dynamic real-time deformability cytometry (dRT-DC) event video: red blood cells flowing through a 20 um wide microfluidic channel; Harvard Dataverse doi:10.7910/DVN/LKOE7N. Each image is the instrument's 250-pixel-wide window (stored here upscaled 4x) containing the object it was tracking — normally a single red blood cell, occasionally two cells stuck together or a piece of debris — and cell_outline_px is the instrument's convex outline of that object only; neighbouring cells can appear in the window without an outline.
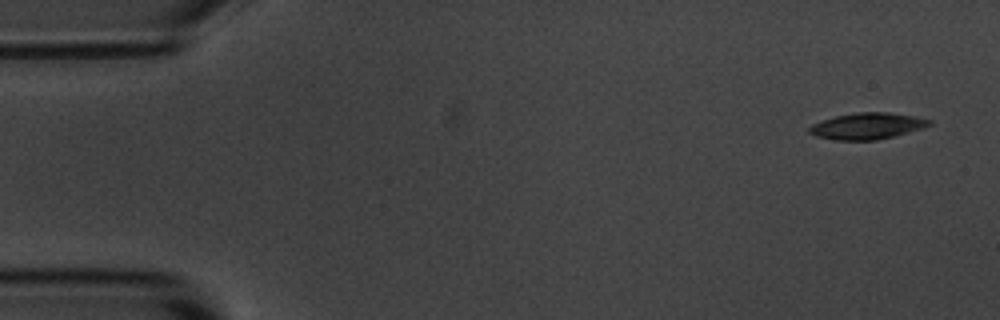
{"species": "common noctule bat (a hibernating species)", "species_latin": "Nyctalus noctula", "temperature_condition": "room temperature", "stored_images_in_passage": 8, "camera_frame_rate_fps": 3000, "um_per_image_px": 0.085, "animal": {"sex": "male", "body_mass_g": 20.1, "forearm_length_mm": 53.5}, "frame": {"image": 1, "passage_image": 1, "time_ms": 0.0, "image_size_px": [1000, 320], "cell_outline_px": [[932, 124], [920, 128], [892, 136], [876, 140], [836, 140], [816, 136], [808, 132], [808, 128], [812, 124], [820, 120], [836, 116], [856, 112], [888, 112], [916, 116], [932, 120]], "centroid_in_image_um": [73.67, 10.7], "position_along_channel_um": 11.3, "area_um2": 18.32}}
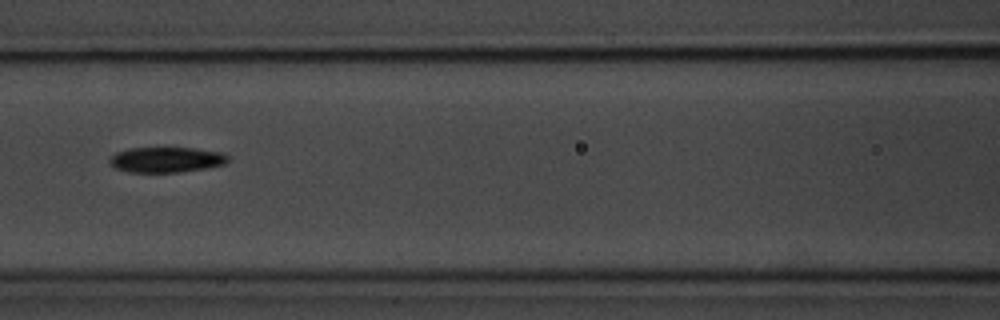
{"frame": {"image": 2, "passage_image": 7, "time_ms": 7.0, "image_size_px": [1000, 320], "cell_outline_px": [[228, 164], [180, 172], [128, 172], [116, 168], [108, 160], [116, 152], [128, 148], [192, 148], [220, 152], [228, 156]], "centroid_in_image_um": [14.14, 13.57], "position_along_channel_um": 152.5, "area_um2": 17.4}}
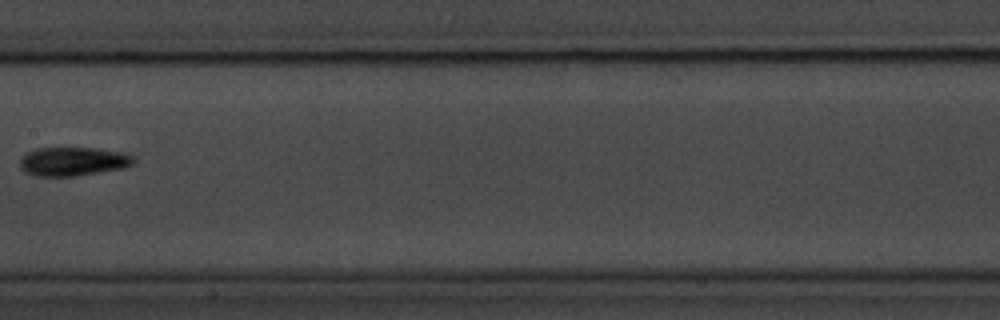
{"frame": {"image": 3, "passage_image": 8, "time_ms": 8.333, "image_size_px": [1000, 320], "cell_outline_px": [[136, 160], [132, 164], [124, 168], [76, 176], [36, 176], [24, 172], [20, 168], [20, 160], [28, 152], [36, 148], [96, 148], [124, 152], [132, 156]], "centroid_in_image_um": [6.22, 13.72], "position_along_channel_um": 201.2, "area_um2": 19.13}}